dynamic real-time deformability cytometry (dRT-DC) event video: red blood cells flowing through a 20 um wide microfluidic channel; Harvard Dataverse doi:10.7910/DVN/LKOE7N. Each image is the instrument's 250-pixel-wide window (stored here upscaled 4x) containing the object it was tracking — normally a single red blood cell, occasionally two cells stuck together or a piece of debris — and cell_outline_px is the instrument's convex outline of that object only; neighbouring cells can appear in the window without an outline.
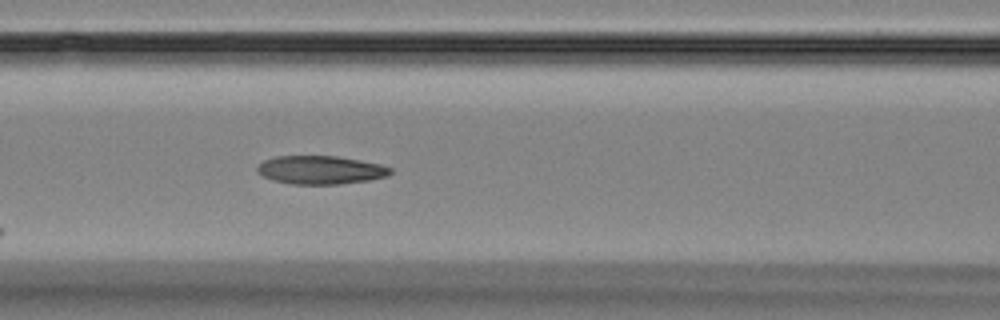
{"species": "Egyptian fruit bat (a non-hibernating species)", "species_latin": "Rousettus aegyptiacus", "temperature_condition": "room temperature", "stored_images_in_passage": 5, "camera_frame_rate_fps": 3000, "um_per_image_px": 0.085, "animal": {"sex": "female"}, "frame": {"image": 1, "passage_image": 5, "time_ms": 5.667, "image_size_px": [1000, 320], "cell_outline_px": [[392, 172], [388, 176], [368, 180], [340, 184], [292, 184], [272, 180], [256, 172], [256, 168], [264, 160], [276, 156], [336, 156], [360, 160], [380, 164], [392, 168]], "centroid_in_image_um": [27.25, 14.44], "position_along_channel_um": 139.4, "area_um2": 22.02}}